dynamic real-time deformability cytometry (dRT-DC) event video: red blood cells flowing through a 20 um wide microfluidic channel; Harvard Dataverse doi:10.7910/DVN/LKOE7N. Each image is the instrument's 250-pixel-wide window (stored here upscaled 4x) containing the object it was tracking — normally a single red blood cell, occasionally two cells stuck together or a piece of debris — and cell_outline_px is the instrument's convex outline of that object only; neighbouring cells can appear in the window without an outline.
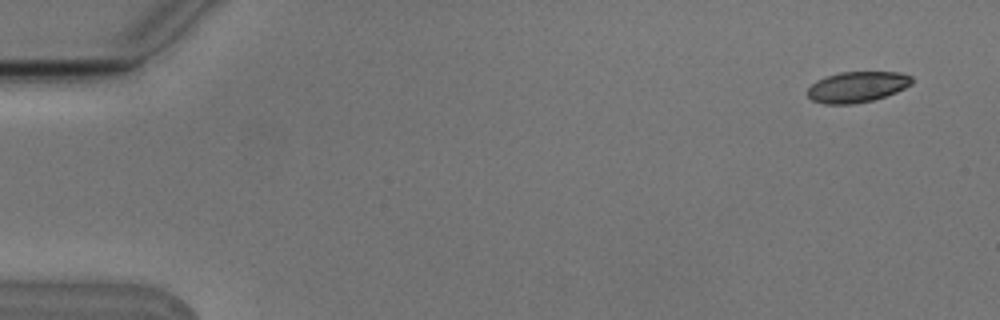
{"species": "Egyptian fruit bat (a non-hibernating species)", "species_latin": "Rousettus aegyptiacus", "temperature_condition": "cold", "stored_images_in_passage": 4, "camera_frame_rate_fps": 3000, "um_per_image_px": 0.085, "animal": {"sex": "male"}, "frame": {"image": 1, "passage_image": 4, "time_ms": 1.0, "image_size_px": [1000, 320], "cell_outline_px": [[912, 84], [896, 92], [872, 100], [852, 104], [824, 104], [812, 100], [808, 96], [808, 88], [816, 80], [824, 76], [840, 72], [900, 72], [912, 76]], "centroid_in_image_um": [72.84, 7.38], "position_along_channel_um": 12.2, "area_um2": 18.73}}